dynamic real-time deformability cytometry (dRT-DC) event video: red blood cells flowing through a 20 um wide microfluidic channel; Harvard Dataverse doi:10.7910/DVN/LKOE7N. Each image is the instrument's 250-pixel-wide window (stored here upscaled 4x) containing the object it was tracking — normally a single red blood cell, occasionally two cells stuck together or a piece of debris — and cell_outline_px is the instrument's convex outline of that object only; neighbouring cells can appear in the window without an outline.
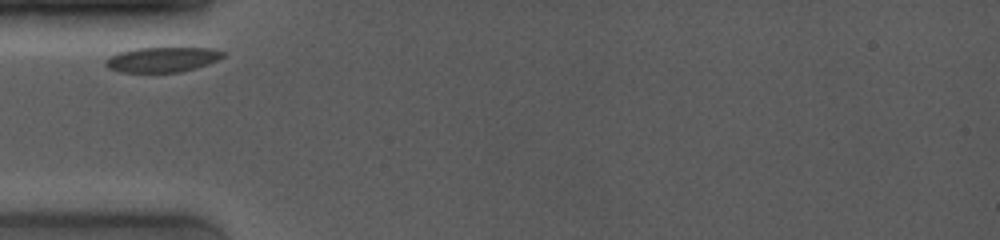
{"species": "common noctule bat (a hibernating species)", "species_latin": "Nyctalus noctula", "temperature_condition": "room temperature", "stored_images_in_passage": 23, "camera_frame_rate_fps": 4000, "um_per_image_px": 0.085, "animal": {"sex": "female", "body_mass_g": 19.0, "forearm_length_mm": 53.3}, "frame": {"image": 1, "passage_image": 1, "time_ms": 0.0, "image_size_px": [1000, 240], "cell_outline_px": [[224, 56], [208, 64], [196, 68], [180, 72], [120, 72], [108, 68], [104, 64], [104, 60], [108, 56], [120, 52], [136, 48], [212, 48], [224, 52]], "centroid_in_image_um": [13.75, 5.06], "position_along_channel_um": 71.2, "area_um2": 17.11}}
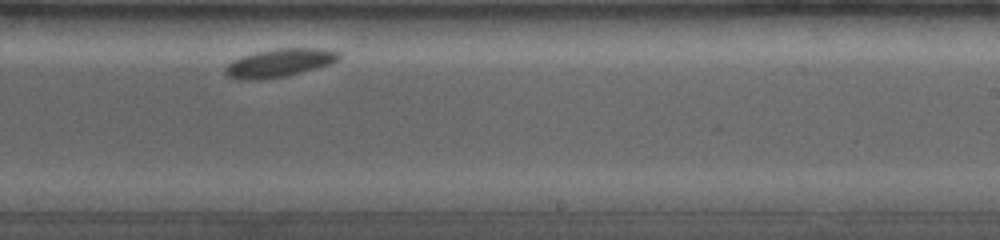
{"frame": {"image": 2, "passage_image": 14, "time_ms": 5.5, "image_size_px": [1000, 240], "cell_outline_px": [[340, 56], [336, 60], [328, 64], [316, 68], [288, 76], [260, 80], [236, 80], [228, 76], [224, 72], [224, 68], [232, 60], [256, 52], [276, 48], [324, 48], [340, 52]], "centroid_in_image_um": [23.71, 5.35], "position_along_channel_um": 265.3, "area_um2": 18.79}}
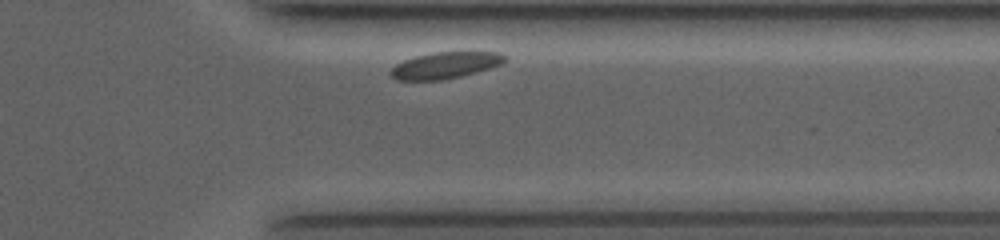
{"frame": {"image": 3, "passage_image": 21, "time_ms": 8.5, "image_size_px": [1000, 240], "cell_outline_px": [[508, 60], [500, 64], [488, 68], [460, 76], [440, 80], [396, 80], [392, 76], [392, 68], [396, 64], [404, 60], [416, 56], [436, 52], [500, 52], [508, 56]], "centroid_in_image_um": [37.88, 5.54], "position_along_channel_um": 373.5, "area_um2": 17.34}}